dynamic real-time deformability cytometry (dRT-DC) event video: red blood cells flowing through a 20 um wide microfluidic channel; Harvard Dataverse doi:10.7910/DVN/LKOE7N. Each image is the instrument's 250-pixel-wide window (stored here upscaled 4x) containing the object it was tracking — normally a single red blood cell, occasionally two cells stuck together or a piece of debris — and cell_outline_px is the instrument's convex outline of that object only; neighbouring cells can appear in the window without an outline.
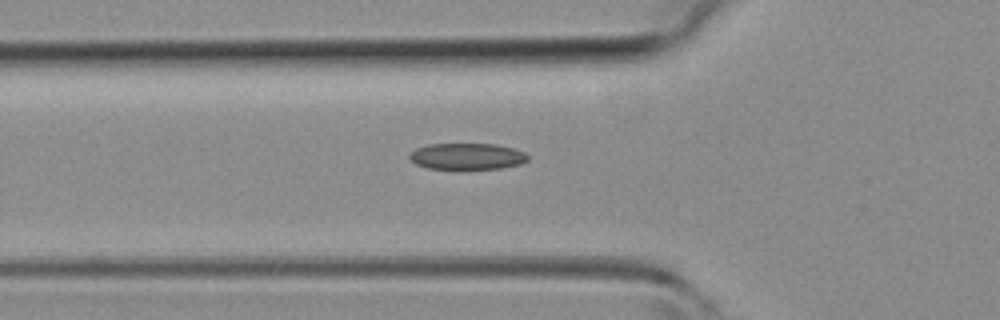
{"species": "common noctule bat (a hibernating species)", "species_latin": "Nyctalus noctula", "temperature_condition": "room temperature", "stored_images_in_passage": 28, "camera_frame_rate_fps": 3000, "um_per_image_px": 0.085, "animal": {"sex": "female", "body_mass_g": 19.3, "forearm_length_mm": 54.1}, "frame": {"image": 1, "passage_image": 2, "time_ms": 0.333, "image_size_px": [1000, 320], "cell_outline_px": [[528, 160], [520, 164], [500, 168], [428, 168], [416, 164], [408, 156], [416, 148], [428, 144], [496, 144], [512, 148], [524, 152], [528, 156]], "centroid_in_image_um": [39.71, 13.27], "position_along_channel_um": 86.1, "area_um2": 17.86}}
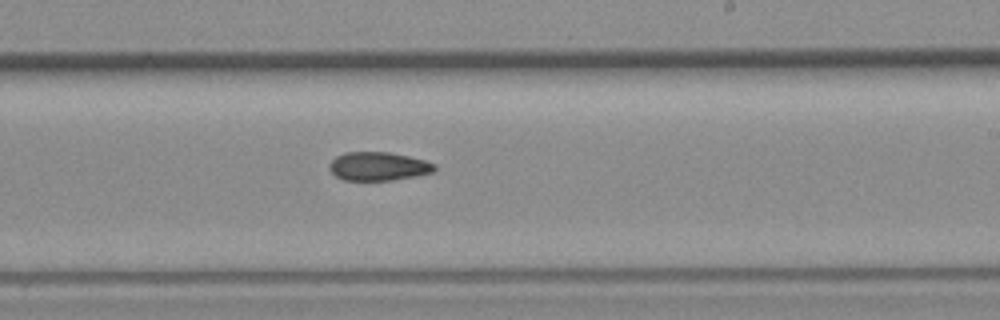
{"frame": {"image": 2, "passage_image": 13, "time_ms": 4.0, "image_size_px": [1000, 320], "cell_outline_px": [[436, 168], [432, 172], [416, 176], [392, 180], [344, 180], [336, 176], [328, 168], [328, 164], [336, 156], [344, 152], [388, 152], [408, 156], [424, 160], [436, 164]], "centroid_in_image_um": [32.14, 14.13], "position_along_channel_um": 256.9, "area_um2": 17.51}}
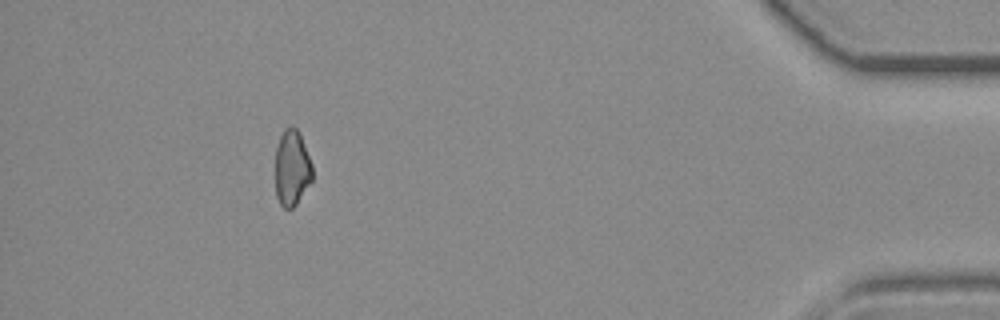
{"frame": {"image": 3, "passage_image": 27, "time_ms": 8.667, "image_size_px": [1000, 320], "cell_outline_px": [[312, 180], [296, 204], [292, 208], [284, 208], [280, 204], [276, 196], [276, 148], [280, 136], [284, 128], [292, 124], [300, 132], [312, 164]], "centroid_in_image_um": [24.81, 14.24], "position_along_channel_um": 410.4, "area_um2": 16.47}}